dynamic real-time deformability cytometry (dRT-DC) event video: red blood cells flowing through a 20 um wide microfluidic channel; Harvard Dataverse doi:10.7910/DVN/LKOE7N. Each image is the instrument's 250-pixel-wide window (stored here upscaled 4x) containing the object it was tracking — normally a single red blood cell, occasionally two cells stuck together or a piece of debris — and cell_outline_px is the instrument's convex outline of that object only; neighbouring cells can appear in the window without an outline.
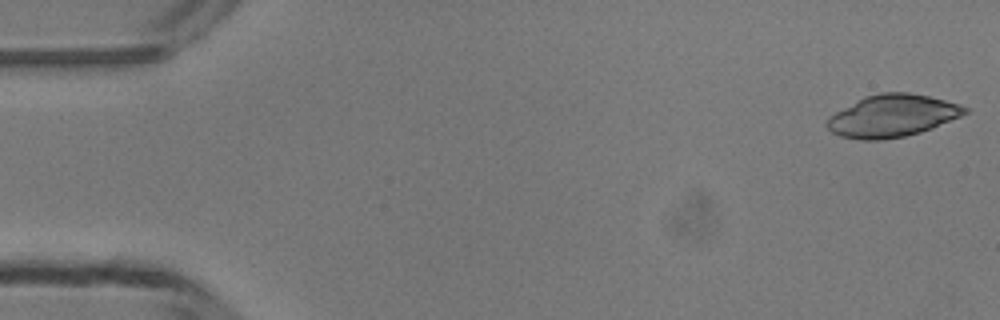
{"species": "common noctule bat (a hibernating species)", "species_latin": "Nyctalus noctula", "temperature_condition": "room temperature", "stored_images_in_passage": 48, "camera_frame_rate_fps": 3000, "um_per_image_px": 0.085, "animal": {"sex": "male", "body_mass_g": 13.3}, "frame": {"image": 1, "passage_image": 1, "time_ms": 0.0, "image_size_px": [1000, 320], "cell_outline_px": [[968, 112], [960, 116], [932, 128], [920, 132], [904, 136], [880, 140], [860, 140], [840, 136], [832, 132], [828, 128], [828, 120], [836, 112], [864, 96], [880, 92], [908, 92], [928, 96], [960, 104], [968, 108]], "centroid_in_image_um": [75.86, 9.84], "position_along_channel_um": 9.1, "area_um2": 33.58}}